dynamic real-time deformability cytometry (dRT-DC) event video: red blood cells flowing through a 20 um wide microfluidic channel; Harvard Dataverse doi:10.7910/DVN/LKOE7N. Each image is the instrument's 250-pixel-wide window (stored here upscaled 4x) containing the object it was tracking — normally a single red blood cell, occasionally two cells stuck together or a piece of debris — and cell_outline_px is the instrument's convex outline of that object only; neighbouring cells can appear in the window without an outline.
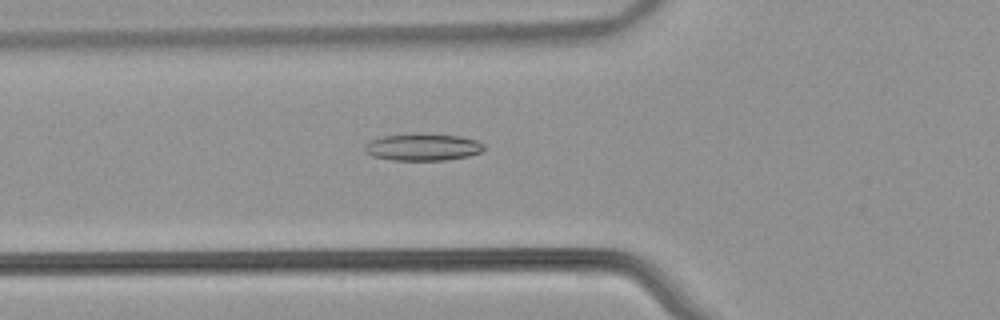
{"species": "common noctule bat (a hibernating species)", "species_latin": "Nyctalus noctula", "temperature_condition": "warm", "stored_images_in_passage": 36, "camera_frame_rate_fps": 3000, "um_per_image_px": 0.085, "animal": {"sex": "male", "body_mass_g": 21.5, "forearm_length_mm": 52.0}, "frame": {"image": 1, "passage_image": 2, "time_ms": 0.333, "image_size_px": [1000, 320], "cell_outline_px": [[484, 148], [480, 152], [468, 156], [444, 160], [392, 160], [372, 156], [364, 152], [364, 144], [372, 140], [384, 136], [416, 132], [424, 132], [460, 136], [476, 140], [484, 144]], "centroid_in_image_um": [35.91, 12.48], "position_along_channel_um": 89.9, "area_um2": 19.13}}
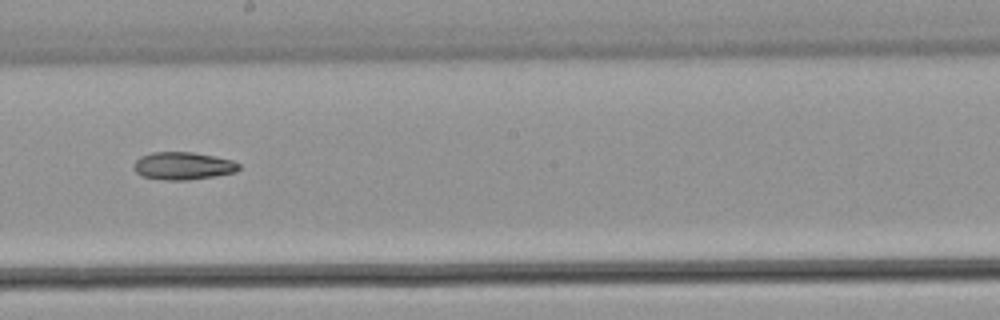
{"frame": {"image": 2, "passage_image": 13, "time_ms": 4.0, "image_size_px": [1000, 320], "cell_outline_px": [[240, 168], [236, 172], [216, 176], [188, 180], [164, 180], [140, 176], [136, 172], [132, 164], [140, 156], [152, 152], [192, 152], [232, 160], [240, 164]], "centroid_in_image_um": [15.53, 14.1], "position_along_channel_um": 232.7, "area_um2": 17.05}}
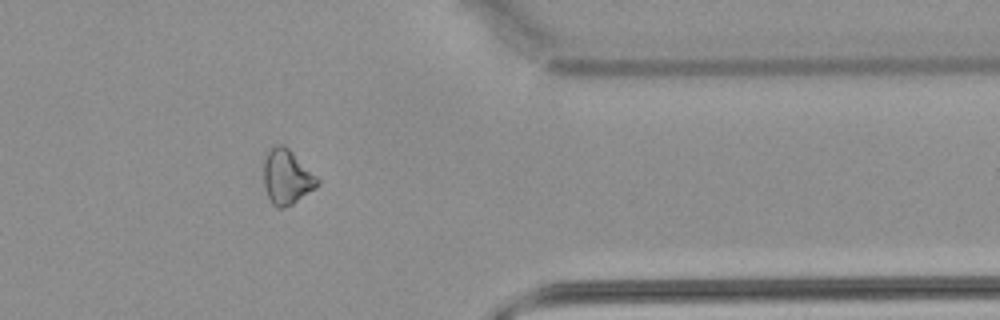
{"frame": {"image": 3, "passage_image": 26, "time_ms": 8.333, "image_size_px": [1000, 320], "cell_outline_px": [[320, 184], [316, 188], [292, 204], [284, 208], [276, 208], [272, 204], [264, 188], [264, 152], [272, 144], [284, 144], [320, 180]], "centroid_in_image_um": [24.34, 15.02], "position_along_channel_um": 387.1, "area_um2": 17.4}}